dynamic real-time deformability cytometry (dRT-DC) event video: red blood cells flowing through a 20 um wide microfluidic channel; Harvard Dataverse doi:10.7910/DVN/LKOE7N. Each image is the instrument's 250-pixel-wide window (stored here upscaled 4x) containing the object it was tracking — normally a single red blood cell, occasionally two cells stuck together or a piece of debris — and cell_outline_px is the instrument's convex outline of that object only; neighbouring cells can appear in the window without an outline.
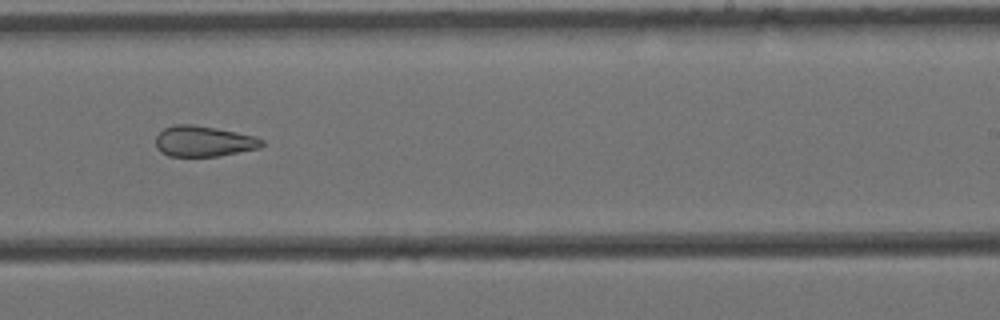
{"species": "Egyptian fruit bat (a non-hibernating species)", "species_latin": "Rousettus aegyptiacus", "temperature_condition": "cold", "stored_images_in_passage": 16, "camera_frame_rate_fps": 3000, "um_per_image_px": 0.085, "animal": {"sex": "female"}, "frame": {"image": 1, "passage_image": 10, "time_ms": 3.0, "image_size_px": [1000, 320], "cell_outline_px": [[264, 144], [260, 148], [220, 156], [168, 156], [160, 152], [156, 148], [156, 136], [164, 128], [176, 124], [192, 124], [216, 128], [256, 136], [264, 140]], "centroid_in_image_um": [17.32, 12.01], "position_along_channel_um": 271.7, "area_um2": 19.13}}